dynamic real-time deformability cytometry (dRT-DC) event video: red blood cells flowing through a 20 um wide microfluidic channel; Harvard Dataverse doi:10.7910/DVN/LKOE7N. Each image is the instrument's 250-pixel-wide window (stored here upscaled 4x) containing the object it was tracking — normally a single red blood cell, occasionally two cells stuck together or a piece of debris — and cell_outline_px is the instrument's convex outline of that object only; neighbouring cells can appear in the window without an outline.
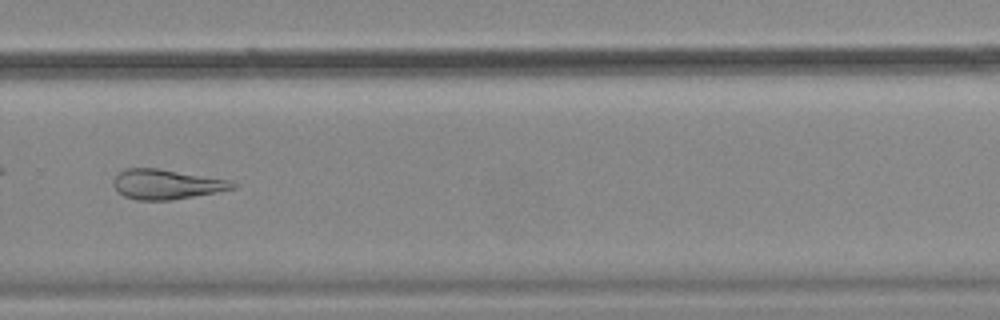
{"species": "common noctule bat (a hibernating species)", "species_latin": "Nyctalus noctula", "temperature_condition": "cold", "stored_images_in_passage": 38, "camera_frame_rate_fps": 3000, "um_per_image_px": 0.085, "animal": {"sex": "female", "body_mass_g": 18.4}, "frame": {"image": 1, "passage_image": 22, "time_ms": 7.0, "image_size_px": [1000, 320], "cell_outline_px": [[236, 188], [216, 192], [172, 200], [136, 200], [124, 196], [116, 192], [112, 184], [112, 180], [124, 168], [156, 168], [228, 180], [236, 184]], "centroid_in_image_um": [14.07, 15.67], "position_along_channel_um": 315.7, "area_um2": 20.63}, "authors_computed_cell_mechanics": {"area_um2": 21.0103, "velocity_mm_per_s": 3.5314, "shape_relaxation_time_tau1_ms": null, "shape_relaxation_time_tau2_ms": 4.8104, "deformation_change_tau1": null, "deformation_change_tau2": 0.1193}}